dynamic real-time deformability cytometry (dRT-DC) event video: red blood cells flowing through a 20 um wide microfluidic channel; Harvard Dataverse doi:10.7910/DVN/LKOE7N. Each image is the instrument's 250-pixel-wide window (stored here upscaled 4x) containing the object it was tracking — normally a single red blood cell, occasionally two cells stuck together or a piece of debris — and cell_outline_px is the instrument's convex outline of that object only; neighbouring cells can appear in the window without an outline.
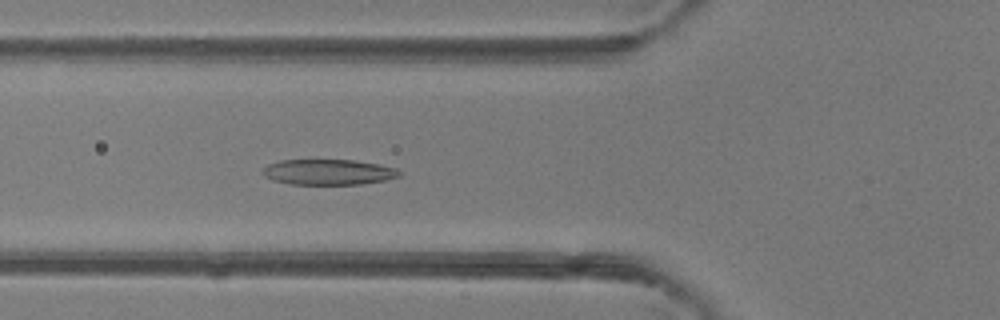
{"species": "common noctule bat (a hibernating species)", "species_latin": "Nyctalus noctula", "temperature_condition": "room temperature", "stored_images_in_passage": 48, "camera_frame_rate_fps": 3000, "um_per_image_px": 0.085, "animal": {"sex": "female"}, "frame": {"image": 1, "passage_image": 18, "time_ms": 5.667, "image_size_px": [1000, 320], "cell_outline_px": [[400, 176], [384, 180], [360, 184], [292, 184], [272, 180], [264, 176], [260, 172], [268, 164], [280, 160], [356, 160], [380, 164], [396, 168], [400, 172]], "centroid_in_image_um": [27.89, 14.62], "position_along_channel_um": 97.9, "area_um2": 20.35}}
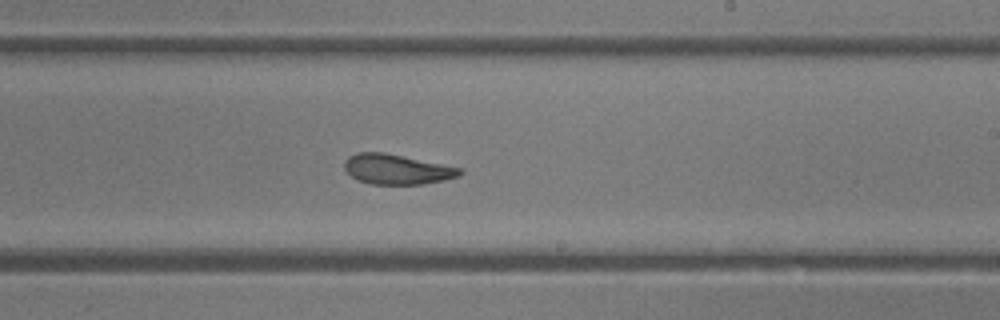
{"frame": {"image": 2, "passage_image": 29, "time_ms": 9.333, "image_size_px": [1000, 320], "cell_outline_px": [[464, 172], [460, 176], [444, 180], [424, 184], [372, 184], [356, 180], [344, 168], [344, 160], [348, 156], [356, 152], [384, 152], [460, 168]], "centroid_in_image_um": [33.7, 14.39], "position_along_channel_um": 255.3, "area_um2": 20.17}}
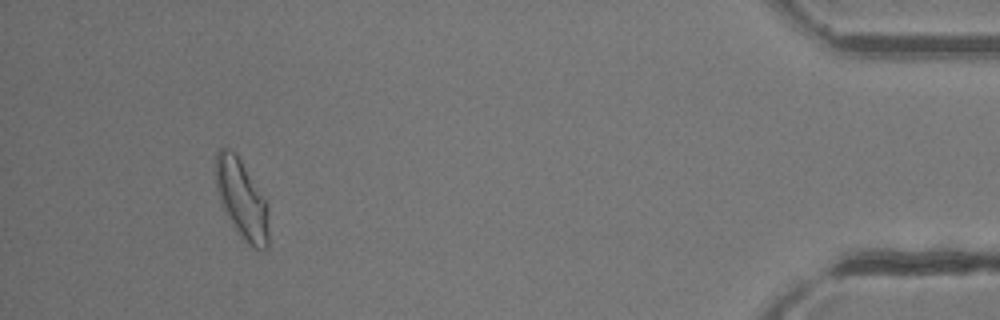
{"frame": {"image": 3, "passage_image": 45, "time_ms": 14.667, "image_size_px": [1000, 320], "cell_outline_px": [[268, 248], [252, 248], [240, 236], [224, 212], [216, 188], [216, 152], [220, 148], [228, 148], [240, 160], [268, 200]], "centroid_in_image_um": [20.57, 16.96], "position_along_channel_um": 414.6, "area_um2": 24.45}, "authors_computed_cell_mechanics": {"area_um2": 21.9351, "velocity_mm_per_s": 4.2805, "shape_relaxation_time_tau1_ms": 2.7641, "shape_relaxation_time_tau2_ms": 1.3972, "deformation_change_tau1": 0.1335, "deformation_change_tau2": 0.0873}}